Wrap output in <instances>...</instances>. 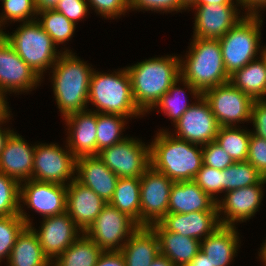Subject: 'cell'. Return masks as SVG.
Listing matches in <instances>:
<instances>
[{
  "instance_id": "obj_44",
  "label": "cell",
  "mask_w": 266,
  "mask_h": 266,
  "mask_svg": "<svg viewBox=\"0 0 266 266\" xmlns=\"http://www.w3.org/2000/svg\"><path fill=\"white\" fill-rule=\"evenodd\" d=\"M247 161L266 178V139L251 133Z\"/></svg>"
},
{
  "instance_id": "obj_15",
  "label": "cell",
  "mask_w": 266,
  "mask_h": 266,
  "mask_svg": "<svg viewBox=\"0 0 266 266\" xmlns=\"http://www.w3.org/2000/svg\"><path fill=\"white\" fill-rule=\"evenodd\" d=\"M264 184L265 177L258 184L226 192L224 199L217 201L218 217L223 212L225 216L219 218L220 225L235 226V222H245L253 217L260 208Z\"/></svg>"
},
{
  "instance_id": "obj_26",
  "label": "cell",
  "mask_w": 266,
  "mask_h": 266,
  "mask_svg": "<svg viewBox=\"0 0 266 266\" xmlns=\"http://www.w3.org/2000/svg\"><path fill=\"white\" fill-rule=\"evenodd\" d=\"M238 234L236 226L221 225L201 240V251L212 266H229L238 251Z\"/></svg>"
},
{
  "instance_id": "obj_51",
  "label": "cell",
  "mask_w": 266,
  "mask_h": 266,
  "mask_svg": "<svg viewBox=\"0 0 266 266\" xmlns=\"http://www.w3.org/2000/svg\"><path fill=\"white\" fill-rule=\"evenodd\" d=\"M60 0H35L38 11L44 9H54Z\"/></svg>"
},
{
  "instance_id": "obj_27",
  "label": "cell",
  "mask_w": 266,
  "mask_h": 266,
  "mask_svg": "<svg viewBox=\"0 0 266 266\" xmlns=\"http://www.w3.org/2000/svg\"><path fill=\"white\" fill-rule=\"evenodd\" d=\"M120 252L126 266H150L160 254L158 237L150 226H139Z\"/></svg>"
},
{
  "instance_id": "obj_53",
  "label": "cell",
  "mask_w": 266,
  "mask_h": 266,
  "mask_svg": "<svg viewBox=\"0 0 266 266\" xmlns=\"http://www.w3.org/2000/svg\"><path fill=\"white\" fill-rule=\"evenodd\" d=\"M150 266H175L168 258L159 254Z\"/></svg>"
},
{
  "instance_id": "obj_21",
  "label": "cell",
  "mask_w": 266,
  "mask_h": 266,
  "mask_svg": "<svg viewBox=\"0 0 266 266\" xmlns=\"http://www.w3.org/2000/svg\"><path fill=\"white\" fill-rule=\"evenodd\" d=\"M64 120L69 132L66 142L74 156H96L97 112H75L64 117Z\"/></svg>"
},
{
  "instance_id": "obj_45",
  "label": "cell",
  "mask_w": 266,
  "mask_h": 266,
  "mask_svg": "<svg viewBox=\"0 0 266 266\" xmlns=\"http://www.w3.org/2000/svg\"><path fill=\"white\" fill-rule=\"evenodd\" d=\"M88 7L87 0H60L54 9L76 25L77 21L88 15Z\"/></svg>"
},
{
  "instance_id": "obj_14",
  "label": "cell",
  "mask_w": 266,
  "mask_h": 266,
  "mask_svg": "<svg viewBox=\"0 0 266 266\" xmlns=\"http://www.w3.org/2000/svg\"><path fill=\"white\" fill-rule=\"evenodd\" d=\"M42 79L0 34V92H29Z\"/></svg>"
},
{
  "instance_id": "obj_20",
  "label": "cell",
  "mask_w": 266,
  "mask_h": 266,
  "mask_svg": "<svg viewBox=\"0 0 266 266\" xmlns=\"http://www.w3.org/2000/svg\"><path fill=\"white\" fill-rule=\"evenodd\" d=\"M35 147L13 131L0 154V172L19 183L32 179Z\"/></svg>"
},
{
  "instance_id": "obj_55",
  "label": "cell",
  "mask_w": 266,
  "mask_h": 266,
  "mask_svg": "<svg viewBox=\"0 0 266 266\" xmlns=\"http://www.w3.org/2000/svg\"><path fill=\"white\" fill-rule=\"evenodd\" d=\"M259 257H260V260L266 266V240L265 242H263L262 248H260Z\"/></svg>"
},
{
  "instance_id": "obj_30",
  "label": "cell",
  "mask_w": 266,
  "mask_h": 266,
  "mask_svg": "<svg viewBox=\"0 0 266 266\" xmlns=\"http://www.w3.org/2000/svg\"><path fill=\"white\" fill-rule=\"evenodd\" d=\"M102 253L103 250L82 233L51 266H95Z\"/></svg>"
},
{
  "instance_id": "obj_40",
  "label": "cell",
  "mask_w": 266,
  "mask_h": 266,
  "mask_svg": "<svg viewBox=\"0 0 266 266\" xmlns=\"http://www.w3.org/2000/svg\"><path fill=\"white\" fill-rule=\"evenodd\" d=\"M193 181L213 200H219L215 195L223 192L222 170L202 165Z\"/></svg>"
},
{
  "instance_id": "obj_17",
  "label": "cell",
  "mask_w": 266,
  "mask_h": 266,
  "mask_svg": "<svg viewBox=\"0 0 266 266\" xmlns=\"http://www.w3.org/2000/svg\"><path fill=\"white\" fill-rule=\"evenodd\" d=\"M41 223L38 231L35 227H30L38 236L43 253L51 263L82 233L67 212L43 218Z\"/></svg>"
},
{
  "instance_id": "obj_18",
  "label": "cell",
  "mask_w": 266,
  "mask_h": 266,
  "mask_svg": "<svg viewBox=\"0 0 266 266\" xmlns=\"http://www.w3.org/2000/svg\"><path fill=\"white\" fill-rule=\"evenodd\" d=\"M236 4H210L202 6H191L195 9V23L193 37L200 39H220L239 20L240 10ZM239 10V12H238ZM197 11V12H196Z\"/></svg>"
},
{
  "instance_id": "obj_5",
  "label": "cell",
  "mask_w": 266,
  "mask_h": 266,
  "mask_svg": "<svg viewBox=\"0 0 266 266\" xmlns=\"http://www.w3.org/2000/svg\"><path fill=\"white\" fill-rule=\"evenodd\" d=\"M93 69L88 103L97 107L93 112L118 114L124 117L144 115L135 104L132 95L131 79L126 68L106 74Z\"/></svg>"
},
{
  "instance_id": "obj_32",
  "label": "cell",
  "mask_w": 266,
  "mask_h": 266,
  "mask_svg": "<svg viewBox=\"0 0 266 266\" xmlns=\"http://www.w3.org/2000/svg\"><path fill=\"white\" fill-rule=\"evenodd\" d=\"M251 133L236 126L219 127L215 142L234 162L247 161Z\"/></svg>"
},
{
  "instance_id": "obj_49",
  "label": "cell",
  "mask_w": 266,
  "mask_h": 266,
  "mask_svg": "<svg viewBox=\"0 0 266 266\" xmlns=\"http://www.w3.org/2000/svg\"><path fill=\"white\" fill-rule=\"evenodd\" d=\"M6 94L0 92V125L7 122L12 114H10L9 106L7 105Z\"/></svg>"
},
{
  "instance_id": "obj_38",
  "label": "cell",
  "mask_w": 266,
  "mask_h": 266,
  "mask_svg": "<svg viewBox=\"0 0 266 266\" xmlns=\"http://www.w3.org/2000/svg\"><path fill=\"white\" fill-rule=\"evenodd\" d=\"M2 3L4 12L0 15V33L3 31L1 27L8 20H10L8 22L24 23L37 19L35 16H37L38 10L35 0H2Z\"/></svg>"
},
{
  "instance_id": "obj_39",
  "label": "cell",
  "mask_w": 266,
  "mask_h": 266,
  "mask_svg": "<svg viewBox=\"0 0 266 266\" xmlns=\"http://www.w3.org/2000/svg\"><path fill=\"white\" fill-rule=\"evenodd\" d=\"M26 226L20 215L0 217V263L3 258L8 260L18 235Z\"/></svg>"
},
{
  "instance_id": "obj_50",
  "label": "cell",
  "mask_w": 266,
  "mask_h": 266,
  "mask_svg": "<svg viewBox=\"0 0 266 266\" xmlns=\"http://www.w3.org/2000/svg\"><path fill=\"white\" fill-rule=\"evenodd\" d=\"M187 266H212L206 255L200 250Z\"/></svg>"
},
{
  "instance_id": "obj_54",
  "label": "cell",
  "mask_w": 266,
  "mask_h": 266,
  "mask_svg": "<svg viewBox=\"0 0 266 266\" xmlns=\"http://www.w3.org/2000/svg\"><path fill=\"white\" fill-rule=\"evenodd\" d=\"M1 127L2 126L0 125V154H1V151L4 149V146H5V143L8 139V137L13 132V130H10L9 128L2 129Z\"/></svg>"
},
{
  "instance_id": "obj_11",
  "label": "cell",
  "mask_w": 266,
  "mask_h": 266,
  "mask_svg": "<svg viewBox=\"0 0 266 266\" xmlns=\"http://www.w3.org/2000/svg\"><path fill=\"white\" fill-rule=\"evenodd\" d=\"M63 149L56 143L36 145L32 179L67 186L76 179V157L68 148ZM68 148V149H67ZM73 176V177H72ZM70 180V181H68ZM69 183H66V182Z\"/></svg>"
},
{
  "instance_id": "obj_46",
  "label": "cell",
  "mask_w": 266,
  "mask_h": 266,
  "mask_svg": "<svg viewBox=\"0 0 266 266\" xmlns=\"http://www.w3.org/2000/svg\"><path fill=\"white\" fill-rule=\"evenodd\" d=\"M251 122L255 128L252 134L266 139V101L264 99L254 100L250 118Z\"/></svg>"
},
{
  "instance_id": "obj_34",
  "label": "cell",
  "mask_w": 266,
  "mask_h": 266,
  "mask_svg": "<svg viewBox=\"0 0 266 266\" xmlns=\"http://www.w3.org/2000/svg\"><path fill=\"white\" fill-rule=\"evenodd\" d=\"M21 205L20 183L0 172V217L20 215L27 226H32L28 213Z\"/></svg>"
},
{
  "instance_id": "obj_22",
  "label": "cell",
  "mask_w": 266,
  "mask_h": 266,
  "mask_svg": "<svg viewBox=\"0 0 266 266\" xmlns=\"http://www.w3.org/2000/svg\"><path fill=\"white\" fill-rule=\"evenodd\" d=\"M76 180L93 190L109 203L119 177L98 156H82L76 159Z\"/></svg>"
},
{
  "instance_id": "obj_28",
  "label": "cell",
  "mask_w": 266,
  "mask_h": 266,
  "mask_svg": "<svg viewBox=\"0 0 266 266\" xmlns=\"http://www.w3.org/2000/svg\"><path fill=\"white\" fill-rule=\"evenodd\" d=\"M8 266H51L43 253L38 236L30 226L18 235L7 260Z\"/></svg>"
},
{
  "instance_id": "obj_52",
  "label": "cell",
  "mask_w": 266,
  "mask_h": 266,
  "mask_svg": "<svg viewBox=\"0 0 266 266\" xmlns=\"http://www.w3.org/2000/svg\"><path fill=\"white\" fill-rule=\"evenodd\" d=\"M238 0H236L237 2ZM234 0H196L192 6H202L210 4H234Z\"/></svg>"
},
{
  "instance_id": "obj_57",
  "label": "cell",
  "mask_w": 266,
  "mask_h": 266,
  "mask_svg": "<svg viewBox=\"0 0 266 266\" xmlns=\"http://www.w3.org/2000/svg\"><path fill=\"white\" fill-rule=\"evenodd\" d=\"M260 55L264 59V61L266 63V47L265 46H264V49L261 50Z\"/></svg>"
},
{
  "instance_id": "obj_10",
  "label": "cell",
  "mask_w": 266,
  "mask_h": 266,
  "mask_svg": "<svg viewBox=\"0 0 266 266\" xmlns=\"http://www.w3.org/2000/svg\"><path fill=\"white\" fill-rule=\"evenodd\" d=\"M97 156L119 178H140L150 167V145L132 137L99 151Z\"/></svg>"
},
{
  "instance_id": "obj_36",
  "label": "cell",
  "mask_w": 266,
  "mask_h": 266,
  "mask_svg": "<svg viewBox=\"0 0 266 266\" xmlns=\"http://www.w3.org/2000/svg\"><path fill=\"white\" fill-rule=\"evenodd\" d=\"M36 21L51 37L53 43L57 46L69 41L74 34L76 25L69 21L63 14L55 9H44L38 11ZM42 17V19H41Z\"/></svg>"
},
{
  "instance_id": "obj_31",
  "label": "cell",
  "mask_w": 266,
  "mask_h": 266,
  "mask_svg": "<svg viewBox=\"0 0 266 266\" xmlns=\"http://www.w3.org/2000/svg\"><path fill=\"white\" fill-rule=\"evenodd\" d=\"M109 204L141 226L140 178H119Z\"/></svg>"
},
{
  "instance_id": "obj_33",
  "label": "cell",
  "mask_w": 266,
  "mask_h": 266,
  "mask_svg": "<svg viewBox=\"0 0 266 266\" xmlns=\"http://www.w3.org/2000/svg\"><path fill=\"white\" fill-rule=\"evenodd\" d=\"M128 117L118 114L97 113V138H96V156L98 152L123 141L126 136L121 134Z\"/></svg>"
},
{
  "instance_id": "obj_47",
  "label": "cell",
  "mask_w": 266,
  "mask_h": 266,
  "mask_svg": "<svg viewBox=\"0 0 266 266\" xmlns=\"http://www.w3.org/2000/svg\"><path fill=\"white\" fill-rule=\"evenodd\" d=\"M95 266H126V262L120 251H103Z\"/></svg>"
},
{
  "instance_id": "obj_23",
  "label": "cell",
  "mask_w": 266,
  "mask_h": 266,
  "mask_svg": "<svg viewBox=\"0 0 266 266\" xmlns=\"http://www.w3.org/2000/svg\"><path fill=\"white\" fill-rule=\"evenodd\" d=\"M159 223L169 232L195 238L199 241L211 235L220 222L218 212L168 213ZM203 237V238H202Z\"/></svg>"
},
{
  "instance_id": "obj_9",
  "label": "cell",
  "mask_w": 266,
  "mask_h": 266,
  "mask_svg": "<svg viewBox=\"0 0 266 266\" xmlns=\"http://www.w3.org/2000/svg\"><path fill=\"white\" fill-rule=\"evenodd\" d=\"M220 127L236 126L250 121L254 99L230 82L209 88L202 93Z\"/></svg>"
},
{
  "instance_id": "obj_25",
  "label": "cell",
  "mask_w": 266,
  "mask_h": 266,
  "mask_svg": "<svg viewBox=\"0 0 266 266\" xmlns=\"http://www.w3.org/2000/svg\"><path fill=\"white\" fill-rule=\"evenodd\" d=\"M159 240L160 254L175 266H187L201 250V241L167 231L159 222L150 225Z\"/></svg>"
},
{
  "instance_id": "obj_16",
  "label": "cell",
  "mask_w": 266,
  "mask_h": 266,
  "mask_svg": "<svg viewBox=\"0 0 266 266\" xmlns=\"http://www.w3.org/2000/svg\"><path fill=\"white\" fill-rule=\"evenodd\" d=\"M20 183V203L40 213L43 218L66 212L67 186L30 179Z\"/></svg>"
},
{
  "instance_id": "obj_1",
  "label": "cell",
  "mask_w": 266,
  "mask_h": 266,
  "mask_svg": "<svg viewBox=\"0 0 266 266\" xmlns=\"http://www.w3.org/2000/svg\"><path fill=\"white\" fill-rule=\"evenodd\" d=\"M192 40L186 60L180 59V77L193 99H199L205 90L229 82L230 76L224 66L218 39L193 37Z\"/></svg>"
},
{
  "instance_id": "obj_2",
  "label": "cell",
  "mask_w": 266,
  "mask_h": 266,
  "mask_svg": "<svg viewBox=\"0 0 266 266\" xmlns=\"http://www.w3.org/2000/svg\"><path fill=\"white\" fill-rule=\"evenodd\" d=\"M156 135L150 144V166L173 182L194 180L203 165L202 146L179 139L164 129Z\"/></svg>"
},
{
  "instance_id": "obj_41",
  "label": "cell",
  "mask_w": 266,
  "mask_h": 266,
  "mask_svg": "<svg viewBox=\"0 0 266 266\" xmlns=\"http://www.w3.org/2000/svg\"><path fill=\"white\" fill-rule=\"evenodd\" d=\"M203 165L224 170L234 163L232 158L215 141L202 146Z\"/></svg>"
},
{
  "instance_id": "obj_35",
  "label": "cell",
  "mask_w": 266,
  "mask_h": 266,
  "mask_svg": "<svg viewBox=\"0 0 266 266\" xmlns=\"http://www.w3.org/2000/svg\"><path fill=\"white\" fill-rule=\"evenodd\" d=\"M223 193L258 184L264 176L248 161L234 162L222 170Z\"/></svg>"
},
{
  "instance_id": "obj_19",
  "label": "cell",
  "mask_w": 266,
  "mask_h": 266,
  "mask_svg": "<svg viewBox=\"0 0 266 266\" xmlns=\"http://www.w3.org/2000/svg\"><path fill=\"white\" fill-rule=\"evenodd\" d=\"M106 204L99 195L76 179L67 185L66 212L82 233L94 223Z\"/></svg>"
},
{
  "instance_id": "obj_7",
  "label": "cell",
  "mask_w": 266,
  "mask_h": 266,
  "mask_svg": "<svg viewBox=\"0 0 266 266\" xmlns=\"http://www.w3.org/2000/svg\"><path fill=\"white\" fill-rule=\"evenodd\" d=\"M0 34L41 78L43 72L52 68L61 54V51L57 52L51 37L36 20L20 24L12 35L4 31Z\"/></svg>"
},
{
  "instance_id": "obj_12",
  "label": "cell",
  "mask_w": 266,
  "mask_h": 266,
  "mask_svg": "<svg viewBox=\"0 0 266 266\" xmlns=\"http://www.w3.org/2000/svg\"><path fill=\"white\" fill-rule=\"evenodd\" d=\"M173 183L169 177L151 166L140 177L141 226L158 223L168 214Z\"/></svg>"
},
{
  "instance_id": "obj_6",
  "label": "cell",
  "mask_w": 266,
  "mask_h": 266,
  "mask_svg": "<svg viewBox=\"0 0 266 266\" xmlns=\"http://www.w3.org/2000/svg\"><path fill=\"white\" fill-rule=\"evenodd\" d=\"M259 14H246L219 40L227 74L230 76L260 53L261 26Z\"/></svg>"
},
{
  "instance_id": "obj_4",
  "label": "cell",
  "mask_w": 266,
  "mask_h": 266,
  "mask_svg": "<svg viewBox=\"0 0 266 266\" xmlns=\"http://www.w3.org/2000/svg\"><path fill=\"white\" fill-rule=\"evenodd\" d=\"M86 63L65 49L51 69L54 98L63 117L89 110L86 108L93 68Z\"/></svg>"
},
{
  "instance_id": "obj_13",
  "label": "cell",
  "mask_w": 266,
  "mask_h": 266,
  "mask_svg": "<svg viewBox=\"0 0 266 266\" xmlns=\"http://www.w3.org/2000/svg\"><path fill=\"white\" fill-rule=\"evenodd\" d=\"M196 101L174 124L175 137L203 146L215 141L220 126L205 98Z\"/></svg>"
},
{
  "instance_id": "obj_37",
  "label": "cell",
  "mask_w": 266,
  "mask_h": 266,
  "mask_svg": "<svg viewBox=\"0 0 266 266\" xmlns=\"http://www.w3.org/2000/svg\"><path fill=\"white\" fill-rule=\"evenodd\" d=\"M179 82L181 83V77L173 83L170 89L153 107H159L165 115L170 117L174 124H176L181 116L194 104L187 103L186 92H184L185 89H182L177 85Z\"/></svg>"
},
{
  "instance_id": "obj_43",
  "label": "cell",
  "mask_w": 266,
  "mask_h": 266,
  "mask_svg": "<svg viewBox=\"0 0 266 266\" xmlns=\"http://www.w3.org/2000/svg\"><path fill=\"white\" fill-rule=\"evenodd\" d=\"M133 10H145L156 12H172L185 10L186 8L181 4L180 0H130L129 11Z\"/></svg>"
},
{
  "instance_id": "obj_8",
  "label": "cell",
  "mask_w": 266,
  "mask_h": 266,
  "mask_svg": "<svg viewBox=\"0 0 266 266\" xmlns=\"http://www.w3.org/2000/svg\"><path fill=\"white\" fill-rule=\"evenodd\" d=\"M139 226L128 214L107 203L85 234L103 251H120Z\"/></svg>"
},
{
  "instance_id": "obj_29",
  "label": "cell",
  "mask_w": 266,
  "mask_h": 266,
  "mask_svg": "<svg viewBox=\"0 0 266 266\" xmlns=\"http://www.w3.org/2000/svg\"><path fill=\"white\" fill-rule=\"evenodd\" d=\"M259 58L257 56L256 59L229 77V82L233 86L254 100L264 99L266 96V63L261 55Z\"/></svg>"
},
{
  "instance_id": "obj_42",
  "label": "cell",
  "mask_w": 266,
  "mask_h": 266,
  "mask_svg": "<svg viewBox=\"0 0 266 266\" xmlns=\"http://www.w3.org/2000/svg\"><path fill=\"white\" fill-rule=\"evenodd\" d=\"M89 7L104 18H117L129 10L130 0H87Z\"/></svg>"
},
{
  "instance_id": "obj_56",
  "label": "cell",
  "mask_w": 266,
  "mask_h": 266,
  "mask_svg": "<svg viewBox=\"0 0 266 266\" xmlns=\"http://www.w3.org/2000/svg\"><path fill=\"white\" fill-rule=\"evenodd\" d=\"M180 2L186 9H190L196 0H180Z\"/></svg>"
},
{
  "instance_id": "obj_3",
  "label": "cell",
  "mask_w": 266,
  "mask_h": 266,
  "mask_svg": "<svg viewBox=\"0 0 266 266\" xmlns=\"http://www.w3.org/2000/svg\"><path fill=\"white\" fill-rule=\"evenodd\" d=\"M126 69L135 104L145 115L180 77V58L173 55L149 58Z\"/></svg>"
},
{
  "instance_id": "obj_24",
  "label": "cell",
  "mask_w": 266,
  "mask_h": 266,
  "mask_svg": "<svg viewBox=\"0 0 266 266\" xmlns=\"http://www.w3.org/2000/svg\"><path fill=\"white\" fill-rule=\"evenodd\" d=\"M218 212L217 202L207 195L193 180L172 184L168 213Z\"/></svg>"
},
{
  "instance_id": "obj_48",
  "label": "cell",
  "mask_w": 266,
  "mask_h": 266,
  "mask_svg": "<svg viewBox=\"0 0 266 266\" xmlns=\"http://www.w3.org/2000/svg\"><path fill=\"white\" fill-rule=\"evenodd\" d=\"M239 4L245 8L244 14H259L262 8H266V0H238ZM261 9V10H260Z\"/></svg>"
}]
</instances>
